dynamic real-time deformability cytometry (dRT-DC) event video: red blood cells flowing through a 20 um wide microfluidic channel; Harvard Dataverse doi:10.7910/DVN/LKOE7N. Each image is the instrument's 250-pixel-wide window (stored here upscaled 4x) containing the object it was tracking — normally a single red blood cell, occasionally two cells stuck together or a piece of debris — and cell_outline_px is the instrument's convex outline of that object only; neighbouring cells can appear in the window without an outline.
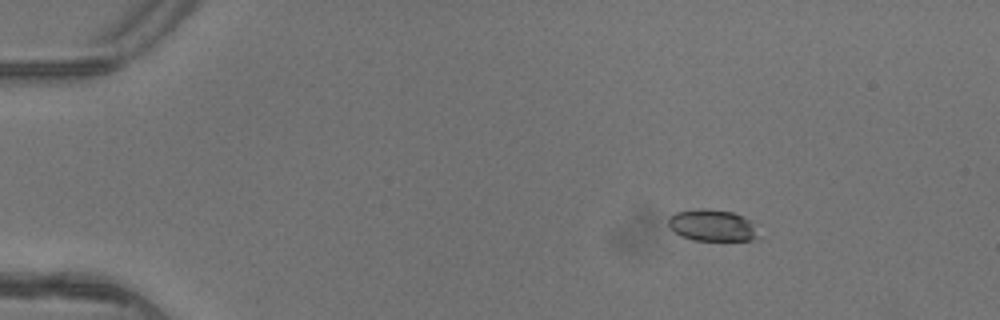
{"species": "common noctule bat (a hibernating species)", "species_latin": "Nyctalus noctula", "temperature_condition": "warm", "stored_images_in_passage": 4, "camera_frame_rate_fps": 3000, "um_per_image_px": 0.085, "animal": {"sex": "female"}, "frame": {"image": 1, "passage_image": 2, "time_ms": 0.333, "image_size_px": [1000, 320], "cell_outline_px": [[760, 236], [752, 240], [692, 240], [680, 236], [668, 224], [668, 216], [676, 212], [696, 208], [704, 208], [732, 212], [744, 216], [752, 220]], "centroid_in_image_um": [60.56, 19.14], "position_along_channel_um": 24.4, "area_um2": 16.82}}